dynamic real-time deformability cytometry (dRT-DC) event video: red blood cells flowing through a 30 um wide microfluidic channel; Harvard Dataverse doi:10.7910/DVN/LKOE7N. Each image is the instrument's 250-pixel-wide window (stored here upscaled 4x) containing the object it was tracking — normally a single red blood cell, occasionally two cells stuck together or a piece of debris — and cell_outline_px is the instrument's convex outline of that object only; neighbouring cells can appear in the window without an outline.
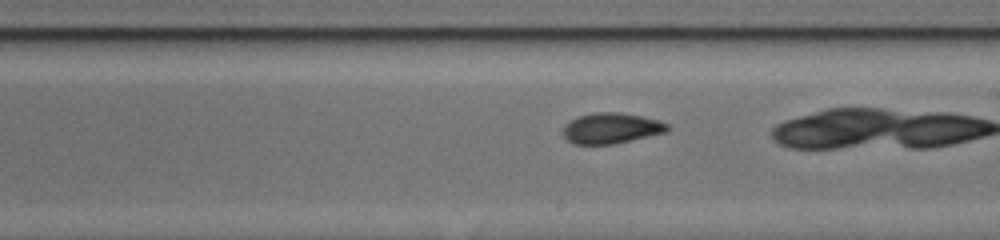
{"species": "common noctule bat (a hibernating species)", "species_latin": "Nyctalus noctula", "temperature_condition": "cold", "stored_images_in_passage": 37, "camera_frame_rate_fps": 3000, "um_per_image_px": 0.085, "animal": {"sex": "female", "body_mass_g": 17.0, "forearm_length_mm": 48.0}, "frame": {"image": 1, "passage_image": 27, "time_ms": 8.667, "image_size_px": [1000, 240], "cell_outline_px": [[672, 128], [668, 132], [612, 144], [572, 144], [564, 136], [564, 124], [576, 116], [596, 112], [620, 112], [660, 120], [668, 124]], "centroid_in_image_um": [51.98, 10.89], "position_along_channel_um": 237.0, "area_um2": 18.79}}